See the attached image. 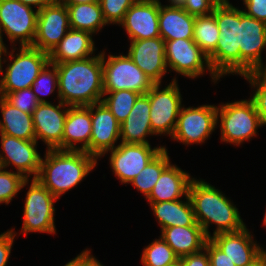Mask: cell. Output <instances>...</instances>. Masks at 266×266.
<instances>
[{"label":"cell","instance_id":"cell-1","mask_svg":"<svg viewBox=\"0 0 266 266\" xmlns=\"http://www.w3.org/2000/svg\"><path fill=\"white\" fill-rule=\"evenodd\" d=\"M58 72L57 99L70 107L89 106L102 101V51L82 60L55 64Z\"/></svg>","mask_w":266,"mask_h":266},{"label":"cell","instance_id":"cell-2","mask_svg":"<svg viewBox=\"0 0 266 266\" xmlns=\"http://www.w3.org/2000/svg\"><path fill=\"white\" fill-rule=\"evenodd\" d=\"M188 197L194 210L195 220L208 239L219 233L237 232L246 227L231 199L204 179L194 178L191 181ZM212 224L216 229L211 235L209 227Z\"/></svg>","mask_w":266,"mask_h":266},{"label":"cell","instance_id":"cell-3","mask_svg":"<svg viewBox=\"0 0 266 266\" xmlns=\"http://www.w3.org/2000/svg\"><path fill=\"white\" fill-rule=\"evenodd\" d=\"M43 158L36 179L57 199L77 187L98 163L82 150L46 149Z\"/></svg>","mask_w":266,"mask_h":266},{"label":"cell","instance_id":"cell-4","mask_svg":"<svg viewBox=\"0 0 266 266\" xmlns=\"http://www.w3.org/2000/svg\"><path fill=\"white\" fill-rule=\"evenodd\" d=\"M213 14L220 31L215 51L208 57L213 73L220 79L228 74L240 76V9L229 0H221Z\"/></svg>","mask_w":266,"mask_h":266},{"label":"cell","instance_id":"cell-5","mask_svg":"<svg viewBox=\"0 0 266 266\" xmlns=\"http://www.w3.org/2000/svg\"><path fill=\"white\" fill-rule=\"evenodd\" d=\"M11 48L9 52L7 46L3 59H0V96L2 97L10 92L31 87L39 72L49 62L48 53L32 46L18 48L12 46ZM7 60L8 64H6ZM3 63L7 65L5 70Z\"/></svg>","mask_w":266,"mask_h":266},{"label":"cell","instance_id":"cell-6","mask_svg":"<svg viewBox=\"0 0 266 266\" xmlns=\"http://www.w3.org/2000/svg\"><path fill=\"white\" fill-rule=\"evenodd\" d=\"M217 125L220 126L221 142L236 147L257 137V130L263 127L250 98L217 105Z\"/></svg>","mask_w":266,"mask_h":266},{"label":"cell","instance_id":"cell-7","mask_svg":"<svg viewBox=\"0 0 266 266\" xmlns=\"http://www.w3.org/2000/svg\"><path fill=\"white\" fill-rule=\"evenodd\" d=\"M177 77L162 88L161 83H156L147 92L150 101V123L152 132L156 136L173 135L178 115L183 106L180 87Z\"/></svg>","mask_w":266,"mask_h":266},{"label":"cell","instance_id":"cell-8","mask_svg":"<svg viewBox=\"0 0 266 266\" xmlns=\"http://www.w3.org/2000/svg\"><path fill=\"white\" fill-rule=\"evenodd\" d=\"M105 49L102 51L103 65V91L114 92L119 90H131L142 94L147 92L155 84L129 57V55H108Z\"/></svg>","mask_w":266,"mask_h":266},{"label":"cell","instance_id":"cell-9","mask_svg":"<svg viewBox=\"0 0 266 266\" xmlns=\"http://www.w3.org/2000/svg\"><path fill=\"white\" fill-rule=\"evenodd\" d=\"M30 183L25 194L20 233L25 237L30 232L56 234L54 203L58 199L37 179H31Z\"/></svg>","mask_w":266,"mask_h":266},{"label":"cell","instance_id":"cell-10","mask_svg":"<svg viewBox=\"0 0 266 266\" xmlns=\"http://www.w3.org/2000/svg\"><path fill=\"white\" fill-rule=\"evenodd\" d=\"M38 10L18 0H0V34L10 45L32 46L37 26ZM13 44V45H12Z\"/></svg>","mask_w":266,"mask_h":266},{"label":"cell","instance_id":"cell-11","mask_svg":"<svg viewBox=\"0 0 266 266\" xmlns=\"http://www.w3.org/2000/svg\"><path fill=\"white\" fill-rule=\"evenodd\" d=\"M217 126V106L203 104L197 107H181L173 135L170 139L182 145L205 143Z\"/></svg>","mask_w":266,"mask_h":266},{"label":"cell","instance_id":"cell-12","mask_svg":"<svg viewBox=\"0 0 266 266\" xmlns=\"http://www.w3.org/2000/svg\"><path fill=\"white\" fill-rule=\"evenodd\" d=\"M165 58L168 71L187 78L196 79L207 71L214 84L221 81L212 71L208 57L193 39L165 41ZM172 70V71H171Z\"/></svg>","mask_w":266,"mask_h":266},{"label":"cell","instance_id":"cell-13","mask_svg":"<svg viewBox=\"0 0 266 266\" xmlns=\"http://www.w3.org/2000/svg\"><path fill=\"white\" fill-rule=\"evenodd\" d=\"M165 145L151 147V144H127L120 142L108 151L113 174L122 185L129 184Z\"/></svg>","mask_w":266,"mask_h":266},{"label":"cell","instance_id":"cell-14","mask_svg":"<svg viewBox=\"0 0 266 266\" xmlns=\"http://www.w3.org/2000/svg\"><path fill=\"white\" fill-rule=\"evenodd\" d=\"M239 49L241 77L254 69L266 67L262 59V52L266 49V22L248 16L241 8Z\"/></svg>","mask_w":266,"mask_h":266},{"label":"cell","instance_id":"cell-15","mask_svg":"<svg viewBox=\"0 0 266 266\" xmlns=\"http://www.w3.org/2000/svg\"><path fill=\"white\" fill-rule=\"evenodd\" d=\"M0 138V167L7 169L9 166H14L16 172L26 179H36L42 159L41 154L37 151L38 142L5 134H0Z\"/></svg>","mask_w":266,"mask_h":266},{"label":"cell","instance_id":"cell-16","mask_svg":"<svg viewBox=\"0 0 266 266\" xmlns=\"http://www.w3.org/2000/svg\"><path fill=\"white\" fill-rule=\"evenodd\" d=\"M70 30L69 13L59 1L38 10L36 35L32 47L50 54Z\"/></svg>","mask_w":266,"mask_h":266},{"label":"cell","instance_id":"cell-17","mask_svg":"<svg viewBox=\"0 0 266 266\" xmlns=\"http://www.w3.org/2000/svg\"><path fill=\"white\" fill-rule=\"evenodd\" d=\"M70 106L58 100V104L39 103L32 113L36 141L41 140L47 150H62L64 122Z\"/></svg>","mask_w":266,"mask_h":266},{"label":"cell","instance_id":"cell-18","mask_svg":"<svg viewBox=\"0 0 266 266\" xmlns=\"http://www.w3.org/2000/svg\"><path fill=\"white\" fill-rule=\"evenodd\" d=\"M159 12V1L137 0L118 26L125 29L130 41L160 37Z\"/></svg>","mask_w":266,"mask_h":266},{"label":"cell","instance_id":"cell-19","mask_svg":"<svg viewBox=\"0 0 266 266\" xmlns=\"http://www.w3.org/2000/svg\"><path fill=\"white\" fill-rule=\"evenodd\" d=\"M87 107L91 111L92 120L90 155L96 159L102 158L119 145L120 123L102 101Z\"/></svg>","mask_w":266,"mask_h":266},{"label":"cell","instance_id":"cell-20","mask_svg":"<svg viewBox=\"0 0 266 266\" xmlns=\"http://www.w3.org/2000/svg\"><path fill=\"white\" fill-rule=\"evenodd\" d=\"M127 54L155 84L162 83L168 68L165 41L161 37L130 41Z\"/></svg>","mask_w":266,"mask_h":266},{"label":"cell","instance_id":"cell-21","mask_svg":"<svg viewBox=\"0 0 266 266\" xmlns=\"http://www.w3.org/2000/svg\"><path fill=\"white\" fill-rule=\"evenodd\" d=\"M236 266H245L256 259L264 248L254 240L247 227L237 232L219 233L209 238Z\"/></svg>","mask_w":266,"mask_h":266},{"label":"cell","instance_id":"cell-22","mask_svg":"<svg viewBox=\"0 0 266 266\" xmlns=\"http://www.w3.org/2000/svg\"><path fill=\"white\" fill-rule=\"evenodd\" d=\"M91 134L90 109L87 106L69 107L64 122L62 150H82L90 155Z\"/></svg>","mask_w":266,"mask_h":266},{"label":"cell","instance_id":"cell-23","mask_svg":"<svg viewBox=\"0 0 266 266\" xmlns=\"http://www.w3.org/2000/svg\"><path fill=\"white\" fill-rule=\"evenodd\" d=\"M148 94L139 95L127 118L120 124V141L127 144H150L147 137L156 136L151 129Z\"/></svg>","mask_w":266,"mask_h":266},{"label":"cell","instance_id":"cell-24","mask_svg":"<svg viewBox=\"0 0 266 266\" xmlns=\"http://www.w3.org/2000/svg\"><path fill=\"white\" fill-rule=\"evenodd\" d=\"M189 172L183 171L176 164L170 163L161 173L150 195L148 203L180 200L188 196L191 181Z\"/></svg>","mask_w":266,"mask_h":266},{"label":"cell","instance_id":"cell-25","mask_svg":"<svg viewBox=\"0 0 266 266\" xmlns=\"http://www.w3.org/2000/svg\"><path fill=\"white\" fill-rule=\"evenodd\" d=\"M195 16L189 15L178 3L160 2L159 31L164 41L193 39Z\"/></svg>","mask_w":266,"mask_h":266},{"label":"cell","instance_id":"cell-26","mask_svg":"<svg viewBox=\"0 0 266 266\" xmlns=\"http://www.w3.org/2000/svg\"><path fill=\"white\" fill-rule=\"evenodd\" d=\"M90 32L70 29L49 54L52 64L82 60L93 56L97 50Z\"/></svg>","mask_w":266,"mask_h":266},{"label":"cell","instance_id":"cell-27","mask_svg":"<svg viewBox=\"0 0 266 266\" xmlns=\"http://www.w3.org/2000/svg\"><path fill=\"white\" fill-rule=\"evenodd\" d=\"M160 232L162 239L179 258L201 251L208 240L201 226H173Z\"/></svg>","mask_w":266,"mask_h":266},{"label":"cell","instance_id":"cell-28","mask_svg":"<svg viewBox=\"0 0 266 266\" xmlns=\"http://www.w3.org/2000/svg\"><path fill=\"white\" fill-rule=\"evenodd\" d=\"M184 200L149 203L161 230L173 226H200L195 220L189 197Z\"/></svg>","mask_w":266,"mask_h":266},{"label":"cell","instance_id":"cell-29","mask_svg":"<svg viewBox=\"0 0 266 266\" xmlns=\"http://www.w3.org/2000/svg\"><path fill=\"white\" fill-rule=\"evenodd\" d=\"M0 134L23 140H36L32 114H27L0 96Z\"/></svg>","mask_w":266,"mask_h":266},{"label":"cell","instance_id":"cell-30","mask_svg":"<svg viewBox=\"0 0 266 266\" xmlns=\"http://www.w3.org/2000/svg\"><path fill=\"white\" fill-rule=\"evenodd\" d=\"M69 13L70 29L90 32L96 35L105 25L99 1L81 4H65Z\"/></svg>","mask_w":266,"mask_h":266},{"label":"cell","instance_id":"cell-31","mask_svg":"<svg viewBox=\"0 0 266 266\" xmlns=\"http://www.w3.org/2000/svg\"><path fill=\"white\" fill-rule=\"evenodd\" d=\"M171 163L167 148H163L129 184L140 191L145 199L150 195L153 187L163 170Z\"/></svg>","mask_w":266,"mask_h":266},{"label":"cell","instance_id":"cell-32","mask_svg":"<svg viewBox=\"0 0 266 266\" xmlns=\"http://www.w3.org/2000/svg\"><path fill=\"white\" fill-rule=\"evenodd\" d=\"M219 35L220 31L213 13L195 17L193 40L207 57L215 51Z\"/></svg>","mask_w":266,"mask_h":266},{"label":"cell","instance_id":"cell-33","mask_svg":"<svg viewBox=\"0 0 266 266\" xmlns=\"http://www.w3.org/2000/svg\"><path fill=\"white\" fill-rule=\"evenodd\" d=\"M179 261L173 249L162 239H155L142 251V266H171Z\"/></svg>","mask_w":266,"mask_h":266},{"label":"cell","instance_id":"cell-34","mask_svg":"<svg viewBox=\"0 0 266 266\" xmlns=\"http://www.w3.org/2000/svg\"><path fill=\"white\" fill-rule=\"evenodd\" d=\"M139 93L131 90L104 92L102 102L121 124L130 114Z\"/></svg>","mask_w":266,"mask_h":266},{"label":"cell","instance_id":"cell-35","mask_svg":"<svg viewBox=\"0 0 266 266\" xmlns=\"http://www.w3.org/2000/svg\"><path fill=\"white\" fill-rule=\"evenodd\" d=\"M254 91L250 96L263 126H266V67L257 68L243 75Z\"/></svg>","mask_w":266,"mask_h":266},{"label":"cell","instance_id":"cell-36","mask_svg":"<svg viewBox=\"0 0 266 266\" xmlns=\"http://www.w3.org/2000/svg\"><path fill=\"white\" fill-rule=\"evenodd\" d=\"M31 89L37 97L39 103H51L52 101L46 100L41 97L42 95L48 96L58 90V72L55 64L48 62L43 69L39 72L38 77L35 79Z\"/></svg>","mask_w":266,"mask_h":266},{"label":"cell","instance_id":"cell-37","mask_svg":"<svg viewBox=\"0 0 266 266\" xmlns=\"http://www.w3.org/2000/svg\"><path fill=\"white\" fill-rule=\"evenodd\" d=\"M29 182L20 173L0 167V204L8 205Z\"/></svg>","mask_w":266,"mask_h":266},{"label":"cell","instance_id":"cell-38","mask_svg":"<svg viewBox=\"0 0 266 266\" xmlns=\"http://www.w3.org/2000/svg\"><path fill=\"white\" fill-rule=\"evenodd\" d=\"M137 0H99L104 20L107 24L119 25Z\"/></svg>","mask_w":266,"mask_h":266},{"label":"cell","instance_id":"cell-39","mask_svg":"<svg viewBox=\"0 0 266 266\" xmlns=\"http://www.w3.org/2000/svg\"><path fill=\"white\" fill-rule=\"evenodd\" d=\"M4 98L14 107L27 114H32L39 104L31 87L10 92Z\"/></svg>","mask_w":266,"mask_h":266},{"label":"cell","instance_id":"cell-40","mask_svg":"<svg viewBox=\"0 0 266 266\" xmlns=\"http://www.w3.org/2000/svg\"><path fill=\"white\" fill-rule=\"evenodd\" d=\"M221 0H180L178 4L192 16H206L213 13Z\"/></svg>","mask_w":266,"mask_h":266},{"label":"cell","instance_id":"cell-41","mask_svg":"<svg viewBox=\"0 0 266 266\" xmlns=\"http://www.w3.org/2000/svg\"><path fill=\"white\" fill-rule=\"evenodd\" d=\"M14 229H8L0 234V266H7L9 261L14 239L17 236V232Z\"/></svg>","mask_w":266,"mask_h":266},{"label":"cell","instance_id":"cell-42","mask_svg":"<svg viewBox=\"0 0 266 266\" xmlns=\"http://www.w3.org/2000/svg\"><path fill=\"white\" fill-rule=\"evenodd\" d=\"M204 248L208 252L210 266H236L210 239L206 241Z\"/></svg>","mask_w":266,"mask_h":266},{"label":"cell","instance_id":"cell-43","mask_svg":"<svg viewBox=\"0 0 266 266\" xmlns=\"http://www.w3.org/2000/svg\"><path fill=\"white\" fill-rule=\"evenodd\" d=\"M244 8L242 11L255 18L266 22V0H242Z\"/></svg>","mask_w":266,"mask_h":266},{"label":"cell","instance_id":"cell-44","mask_svg":"<svg viewBox=\"0 0 266 266\" xmlns=\"http://www.w3.org/2000/svg\"><path fill=\"white\" fill-rule=\"evenodd\" d=\"M181 266H210L208 252L205 248L197 253L179 258Z\"/></svg>","mask_w":266,"mask_h":266},{"label":"cell","instance_id":"cell-45","mask_svg":"<svg viewBox=\"0 0 266 266\" xmlns=\"http://www.w3.org/2000/svg\"><path fill=\"white\" fill-rule=\"evenodd\" d=\"M90 249H84L78 254V266H104L94 255Z\"/></svg>","mask_w":266,"mask_h":266},{"label":"cell","instance_id":"cell-46","mask_svg":"<svg viewBox=\"0 0 266 266\" xmlns=\"http://www.w3.org/2000/svg\"><path fill=\"white\" fill-rule=\"evenodd\" d=\"M19 2L40 10L46 6L58 3L60 0H18Z\"/></svg>","mask_w":266,"mask_h":266},{"label":"cell","instance_id":"cell-47","mask_svg":"<svg viewBox=\"0 0 266 266\" xmlns=\"http://www.w3.org/2000/svg\"><path fill=\"white\" fill-rule=\"evenodd\" d=\"M245 266H266V253L263 251L256 259Z\"/></svg>","mask_w":266,"mask_h":266},{"label":"cell","instance_id":"cell-48","mask_svg":"<svg viewBox=\"0 0 266 266\" xmlns=\"http://www.w3.org/2000/svg\"><path fill=\"white\" fill-rule=\"evenodd\" d=\"M63 4H81V3H90L97 2L99 0H60Z\"/></svg>","mask_w":266,"mask_h":266},{"label":"cell","instance_id":"cell-49","mask_svg":"<svg viewBox=\"0 0 266 266\" xmlns=\"http://www.w3.org/2000/svg\"><path fill=\"white\" fill-rule=\"evenodd\" d=\"M6 43L2 40L1 34H0V59L3 57L5 50H6Z\"/></svg>","mask_w":266,"mask_h":266},{"label":"cell","instance_id":"cell-50","mask_svg":"<svg viewBox=\"0 0 266 266\" xmlns=\"http://www.w3.org/2000/svg\"><path fill=\"white\" fill-rule=\"evenodd\" d=\"M64 266H78V255L72 258L71 261H68Z\"/></svg>","mask_w":266,"mask_h":266},{"label":"cell","instance_id":"cell-51","mask_svg":"<svg viewBox=\"0 0 266 266\" xmlns=\"http://www.w3.org/2000/svg\"><path fill=\"white\" fill-rule=\"evenodd\" d=\"M156 1H159L161 2L160 0H156ZM169 3H178L180 0H167Z\"/></svg>","mask_w":266,"mask_h":266},{"label":"cell","instance_id":"cell-52","mask_svg":"<svg viewBox=\"0 0 266 266\" xmlns=\"http://www.w3.org/2000/svg\"><path fill=\"white\" fill-rule=\"evenodd\" d=\"M263 226L266 227V211L264 213Z\"/></svg>","mask_w":266,"mask_h":266},{"label":"cell","instance_id":"cell-53","mask_svg":"<svg viewBox=\"0 0 266 266\" xmlns=\"http://www.w3.org/2000/svg\"><path fill=\"white\" fill-rule=\"evenodd\" d=\"M171 266H181V263H180V261H177L175 264H173Z\"/></svg>","mask_w":266,"mask_h":266}]
</instances>
